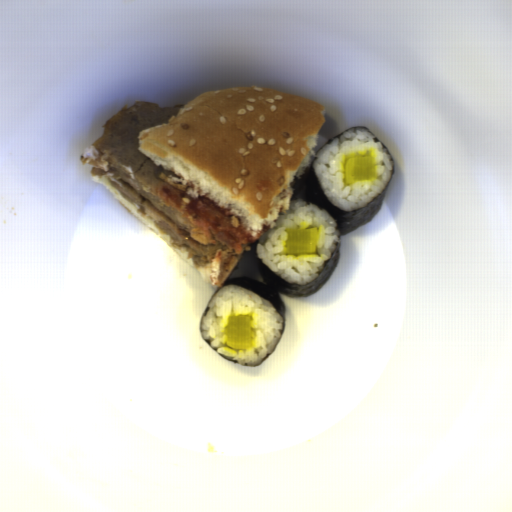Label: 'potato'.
Segmentation results:
<instances>
[{
    "mask_svg": "<svg viewBox=\"0 0 512 512\" xmlns=\"http://www.w3.org/2000/svg\"><path fill=\"white\" fill-rule=\"evenodd\" d=\"M287 240L283 242L284 257L299 259L303 256H318L317 244L319 230L308 227V222L302 221L294 227L284 230Z\"/></svg>",
    "mask_w": 512,
    "mask_h": 512,
    "instance_id": "obj_3",
    "label": "potato"
},
{
    "mask_svg": "<svg viewBox=\"0 0 512 512\" xmlns=\"http://www.w3.org/2000/svg\"><path fill=\"white\" fill-rule=\"evenodd\" d=\"M253 313H231L221 331L223 349L232 353L251 350L257 344Z\"/></svg>",
    "mask_w": 512,
    "mask_h": 512,
    "instance_id": "obj_1",
    "label": "potato"
},
{
    "mask_svg": "<svg viewBox=\"0 0 512 512\" xmlns=\"http://www.w3.org/2000/svg\"><path fill=\"white\" fill-rule=\"evenodd\" d=\"M344 186L357 181H376L377 163L374 150L366 149L363 153H347L338 168Z\"/></svg>",
    "mask_w": 512,
    "mask_h": 512,
    "instance_id": "obj_2",
    "label": "potato"
}]
</instances>
